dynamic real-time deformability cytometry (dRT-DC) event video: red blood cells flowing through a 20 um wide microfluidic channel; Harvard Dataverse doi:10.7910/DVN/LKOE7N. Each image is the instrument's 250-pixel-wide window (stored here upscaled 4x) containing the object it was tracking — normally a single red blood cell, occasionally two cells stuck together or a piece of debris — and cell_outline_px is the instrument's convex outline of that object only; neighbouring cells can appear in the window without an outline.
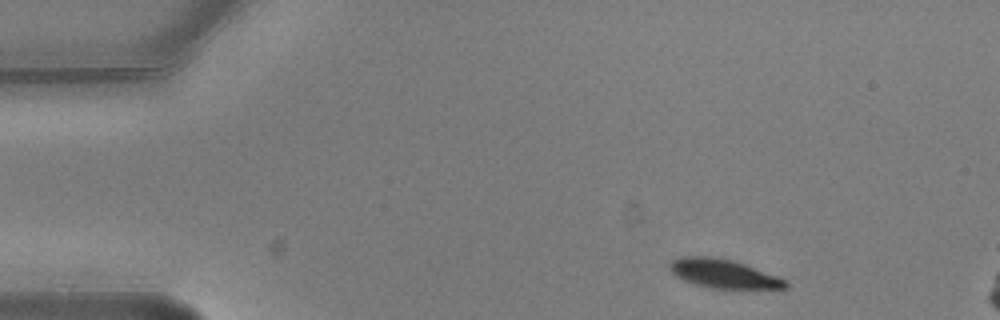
{"species": "common noctule bat (a hibernating species)", "species_latin": "Nyctalus noctula", "temperature_condition": "warm", "stored_images_in_passage": 4, "camera_frame_rate_fps": 3000, "um_per_image_px": 0.085, "animal": {"sex": "male", "body_mass_g": 20.5, "forearm_length_mm": 52.5}, "frame": {"image": 1, "passage_image": 1, "time_ms": 0.0, "image_size_px": [1000, 320], "cell_outline_px": [[788, 288], [708, 288], [684, 280], [676, 276], [668, 268], [668, 264], [672, 260], [680, 256], [708, 256], [732, 260], [744, 264], [788, 280]], "centroid_in_image_um": [61.46, 23.25], "position_along_channel_um": 23.5, "area_um2": 19.31}}